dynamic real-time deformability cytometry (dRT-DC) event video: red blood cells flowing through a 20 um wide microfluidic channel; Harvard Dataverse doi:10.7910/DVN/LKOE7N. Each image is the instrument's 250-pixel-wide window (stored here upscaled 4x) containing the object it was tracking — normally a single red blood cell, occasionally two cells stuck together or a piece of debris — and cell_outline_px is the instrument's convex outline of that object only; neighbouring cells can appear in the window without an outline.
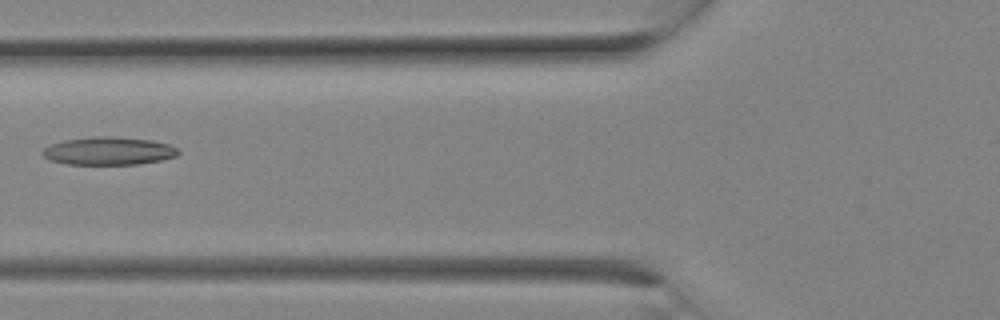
{"species": "Egyptian fruit bat (a non-hibernating species)", "species_latin": "Rousettus aegyptiacus", "temperature_condition": "room temperature", "stored_images_in_passage": 17, "camera_frame_rate_fps": 3000, "um_per_image_px": 0.085, "animal": {"sex": "female"}, "frame": {"image": 1, "passage_image": 3, "time_ms": 0.667, "image_size_px": [1000, 320], "cell_outline_px": [[180, 152], [176, 156], [160, 160], [136, 164], [64, 164], [48, 160], [40, 152], [44, 148], [52, 144], [64, 140], [92, 136], [112, 136], [152, 140], [168, 144], [176, 148]], "centroid_in_image_um": [9.19, 12.83], "position_along_channel_um": 116.6, "area_um2": 22.14}}
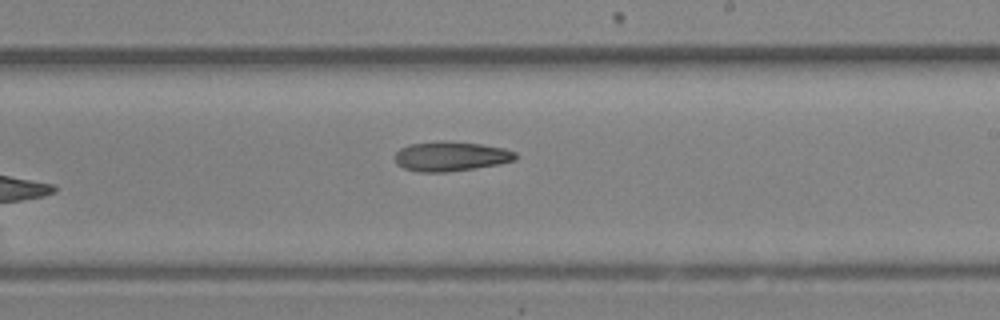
{"frame": {"image": 2, "passage_image": 8, "time_ms": 2.333, "image_size_px": [1000, 320], "cell_outline_px": [[516, 160], [500, 164], [448, 172], [420, 172], [404, 168], [396, 164], [396, 152], [400, 148], [408, 144], [444, 140], [480, 144], [504, 148], [516, 152]], "centroid_in_image_um": [38.32, 13.28], "position_along_channel_um": 250.7, "area_um2": 20.92}}
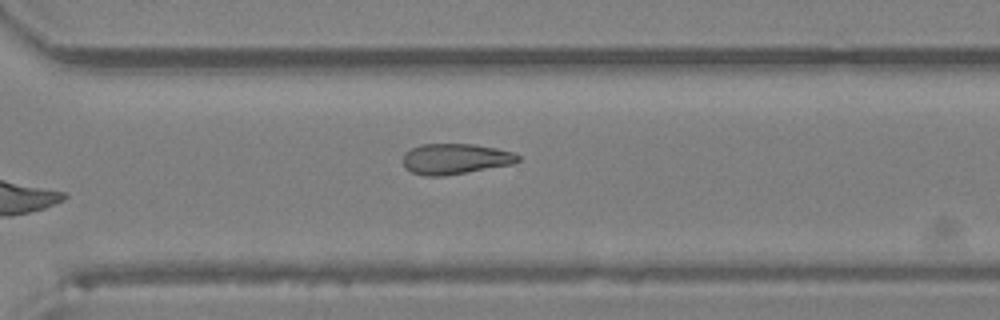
{"frame": {"image": 3, "passage_image": 11, "time_ms": 3.333, "image_size_px": [1000, 320], "cell_outline_px": [[520, 160], [512, 164], [468, 172], [444, 176], [424, 176], [412, 172], [404, 168], [404, 152], [420, 144], [472, 144], [496, 148], [512, 152], [520, 156]], "centroid_in_image_um": [38.68, 13.51], "position_along_channel_um": 331.9, "area_um2": 20.52}}